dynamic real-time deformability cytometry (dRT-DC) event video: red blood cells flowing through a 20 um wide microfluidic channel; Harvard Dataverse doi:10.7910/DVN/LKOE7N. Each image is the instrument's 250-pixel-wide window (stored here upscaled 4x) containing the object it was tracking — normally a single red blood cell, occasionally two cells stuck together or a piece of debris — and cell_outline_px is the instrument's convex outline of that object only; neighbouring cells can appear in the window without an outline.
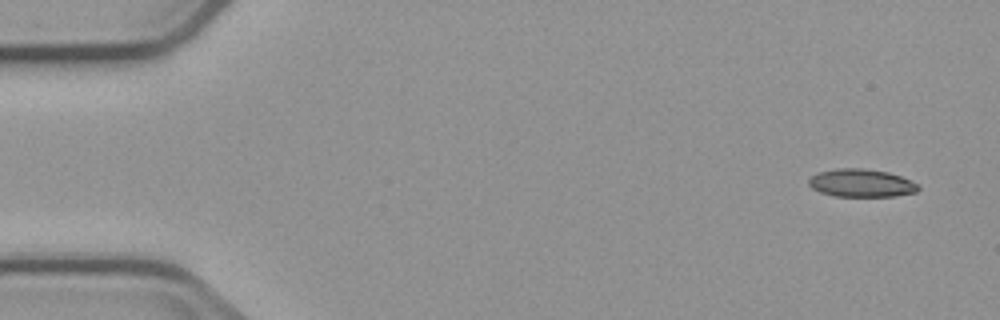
{"species": "common noctule bat (a hibernating species)", "species_latin": "Nyctalus noctula", "temperature_condition": "cold", "stored_images_in_passage": 5, "camera_frame_rate_fps": 3000, "um_per_image_px": 0.085, "animal": {"sex": "male", "body_mass_g": 23.1, "forearm_length_mm": 52.7}, "frame": {"image": 1, "passage_image": 1, "time_ms": 0.0, "image_size_px": [1000, 320], "cell_outline_px": [[920, 188], [916, 192], [896, 196], [836, 196], [820, 192], [812, 188], [808, 184], [808, 180], [816, 172], [836, 168], [864, 168], [888, 172], [900, 176], [920, 184]], "centroid_in_image_um": [73.21, 15.55], "position_along_channel_um": 11.8, "area_um2": 17.98}}
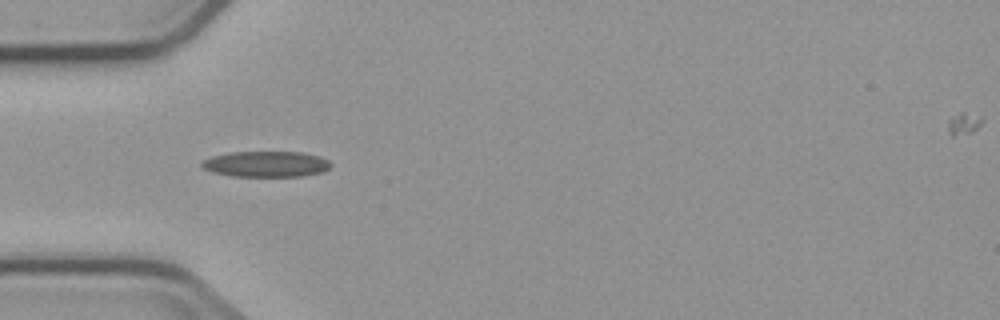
{"frame": {"image": 2, "passage_image": 4, "time_ms": 4.667, "image_size_px": [1000, 320], "cell_outline_px": [[332, 164], [324, 172], [300, 176], [232, 176], [212, 172], [200, 168], [200, 160], [212, 156], [228, 152], [300, 152], [320, 156], [328, 160]], "centroid_in_image_um": [22.56, 13.94], "position_along_channel_um": 62.4, "area_um2": 19.59}}
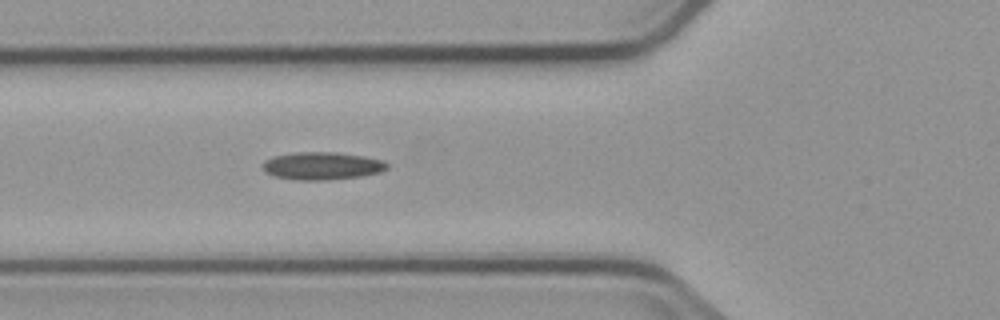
{"frame": {"image": 3, "passage_image": 5, "time_ms": 5.667, "image_size_px": [1000, 320], "cell_outline_px": [[388, 168], [380, 172], [360, 176], [320, 180], [300, 180], [272, 176], [264, 172], [260, 164], [264, 160], [272, 156], [296, 152], [336, 152], [364, 156], [380, 160], [388, 164]], "centroid_in_image_um": [27.29, 14.09], "position_along_channel_um": 98.5, "area_um2": 20.11}}